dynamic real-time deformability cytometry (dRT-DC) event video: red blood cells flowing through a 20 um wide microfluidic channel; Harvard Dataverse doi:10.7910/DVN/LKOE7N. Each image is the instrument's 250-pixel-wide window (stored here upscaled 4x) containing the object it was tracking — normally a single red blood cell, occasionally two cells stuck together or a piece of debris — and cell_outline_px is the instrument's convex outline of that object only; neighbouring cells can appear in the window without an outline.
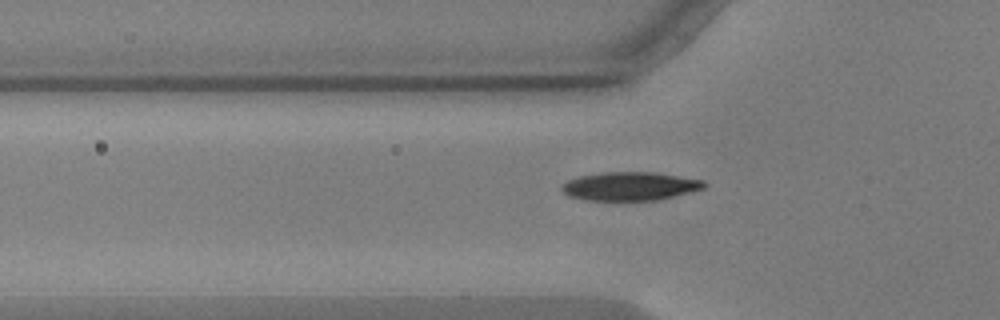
{"species": "common noctule bat (a hibernating species)", "species_latin": "Nyctalus noctula", "temperature_condition": "warm", "stored_images_in_passage": 34, "camera_frame_rate_fps": 3000, "um_per_image_px": 0.085, "animal": {"sex": "male", "body_mass_g": 17.9, "forearm_length_mm": 54.2}, "frame": {"image": 1, "passage_image": 4, "time_ms": 1.0, "image_size_px": [1000, 320], "cell_outline_px": [[708, 184], [704, 188], [692, 192], [656, 200], [588, 200], [568, 196], [560, 188], [560, 184], [568, 180], [580, 176], [604, 172], [656, 172], [704, 180]], "centroid_in_image_um": [53.57, 15.82], "position_along_channel_um": 72.2, "area_um2": 23.76}}
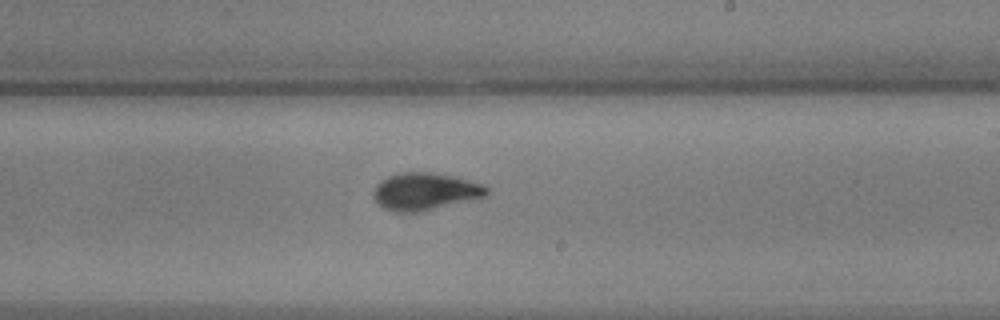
{"frame": {"image": 2, "passage_image": 19, "time_ms": 6.0, "image_size_px": [1000, 320], "cell_outline_px": [[488, 192], [484, 196], [420, 212], [392, 212], [384, 208], [372, 196], [372, 192], [376, 184], [380, 180], [388, 176], [400, 172], [432, 172], [452, 176], [484, 184], [488, 188]], "centroid_in_image_um": [36.07, 16.26], "position_along_channel_um": 252.9, "area_um2": 24.51}}
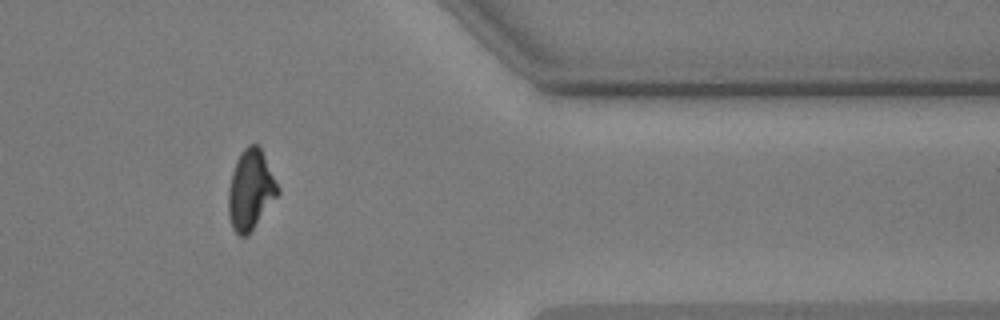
{"frame": {"image": 3, "passage_image": 32, "time_ms": 10.333, "image_size_px": [1000, 320], "cell_outline_px": [[280, 192], [248, 236], [240, 236], [232, 228], [228, 216], [228, 188], [232, 172], [236, 160], [240, 152], [248, 144], [256, 144], [260, 148], [280, 188]], "centroid_in_image_um": [21.28, 16.15], "position_along_channel_um": 390.1, "area_um2": 23.06}, "authors_computed_cell_mechanics": {"area_um2": 23.9292, "velocity_mm_per_s": 3.5948, "shape_relaxation_time_tau1_ms": 4.0489, "shape_relaxation_time_tau2_ms": 1.3869, "deformation_change_tau1": 0.1471, "deformation_change_tau2": 0.0536}}